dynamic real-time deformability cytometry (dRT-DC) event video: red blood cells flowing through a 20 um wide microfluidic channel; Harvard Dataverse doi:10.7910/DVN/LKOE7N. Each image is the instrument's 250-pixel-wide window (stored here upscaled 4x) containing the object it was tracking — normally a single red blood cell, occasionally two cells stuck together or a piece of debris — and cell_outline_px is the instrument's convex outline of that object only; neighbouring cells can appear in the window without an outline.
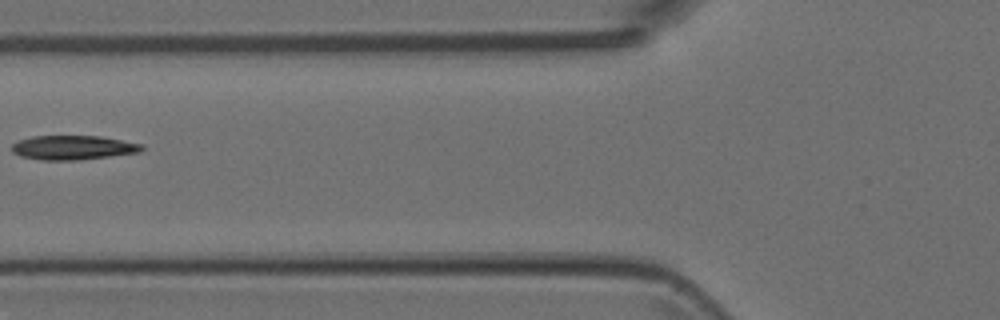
{"species": "Egyptian fruit bat (a non-hibernating species)", "species_latin": "Rousettus aegyptiacus", "temperature_condition": "room temperature", "stored_images_in_passage": 6, "camera_frame_rate_fps": 3000, "um_per_image_px": 0.085, "animal": {"sex": "female"}, "frame": {"image": 1, "passage_image": 6, "time_ms": 1.667, "image_size_px": [1000, 320], "cell_outline_px": [[144, 148], [140, 152], [80, 160], [44, 160], [20, 156], [12, 152], [12, 144], [20, 140], [32, 136], [100, 136], [144, 144]], "centroid_in_image_um": [6.23, 12.54], "position_along_channel_um": 119.6, "area_um2": 18.38}}